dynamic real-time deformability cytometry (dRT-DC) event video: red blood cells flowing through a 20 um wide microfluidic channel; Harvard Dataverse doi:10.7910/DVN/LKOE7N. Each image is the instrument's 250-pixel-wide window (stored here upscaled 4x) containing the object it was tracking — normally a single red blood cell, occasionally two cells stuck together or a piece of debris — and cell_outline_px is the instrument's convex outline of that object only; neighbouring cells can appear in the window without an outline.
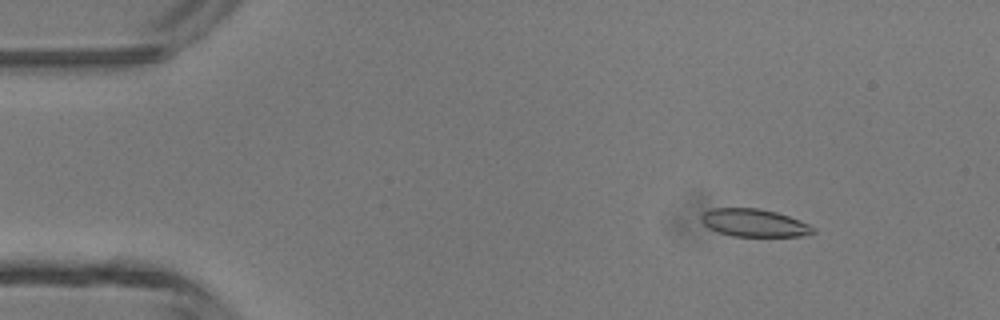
{"species": "common noctule bat (a hibernating species)", "species_latin": "Nyctalus noctula", "temperature_condition": "room temperature", "stored_images_in_passage": 47, "camera_frame_rate_fps": 3000, "um_per_image_px": 0.085, "animal": {"sex": "male", "body_mass_g": 13.3}, "frame": {"image": 1, "passage_image": 6, "time_ms": 1.667, "image_size_px": [1000, 320], "cell_outline_px": [[816, 232], [800, 236], [732, 236], [708, 228], [700, 220], [700, 216], [704, 212], [712, 208], [760, 208], [776, 212], [800, 220], [816, 228]], "centroid_in_image_um": [64.1, 18.94], "position_along_channel_um": 20.9, "area_um2": 18.09}}
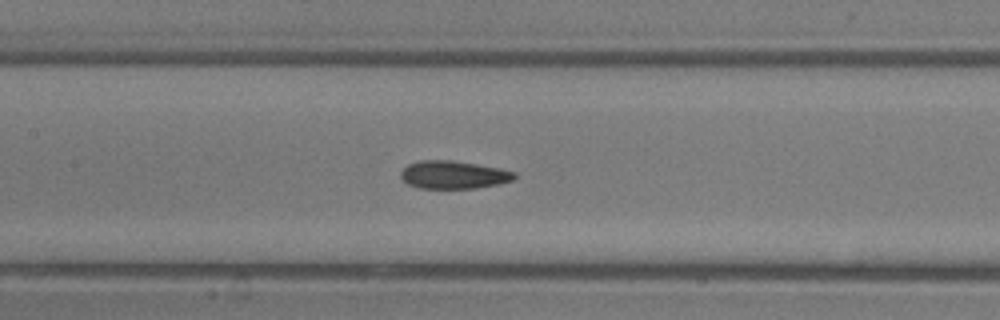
{"frame": {"image": 2, "passage_image": 22, "time_ms": 7.0, "image_size_px": [1000, 320], "cell_outline_px": [[516, 176], [512, 180], [500, 184], [476, 188], [420, 188], [408, 184], [400, 176], [400, 172], [408, 164], [420, 160], [452, 160], [500, 168], [516, 172]], "centroid_in_image_um": [38.56, 14.85], "position_along_channel_um": 168.8, "area_um2": 18.5}}
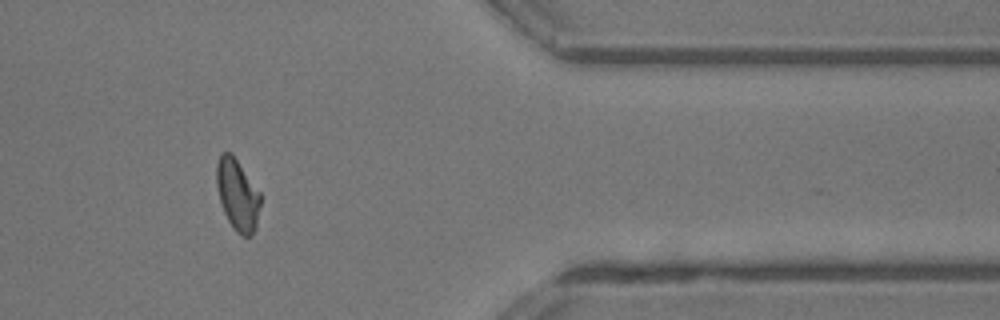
{"frame": {"image": 3, "passage_image": 39, "time_ms": 12.667, "image_size_px": [1000, 320], "cell_outline_px": [[260, 204], [256, 228], [252, 236], [244, 236], [236, 232], [232, 228], [224, 212], [220, 200], [216, 184], [216, 164], [220, 152], [232, 152], [260, 192]], "centroid_in_image_um": [20.18, 16.53], "position_along_channel_um": 391.2, "area_um2": 18.44}, "authors_computed_cell_mechanics": {"area_um2": 18.496, "velocity_mm_per_s": 4.3687, "shape_relaxation_time_tau1_ms": 4.2412, "shape_relaxation_time_tau2_ms": 1.0002, "deformation_change_tau1": 0.1539, "deformation_change_tau2": 0.066}}